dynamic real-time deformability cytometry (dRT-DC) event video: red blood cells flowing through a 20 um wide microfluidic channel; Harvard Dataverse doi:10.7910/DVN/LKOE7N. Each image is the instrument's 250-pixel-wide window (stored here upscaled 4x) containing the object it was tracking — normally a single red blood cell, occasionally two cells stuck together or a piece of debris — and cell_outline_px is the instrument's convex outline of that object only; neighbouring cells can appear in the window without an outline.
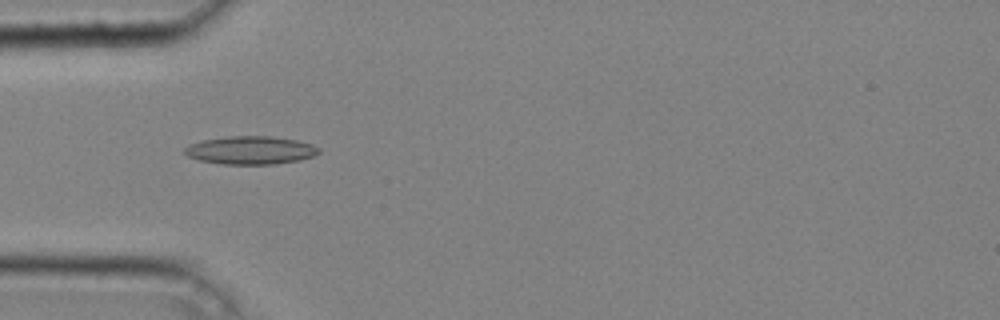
{"species": "common noctule bat (a hibernating species)", "species_latin": "Nyctalus noctula", "temperature_condition": "cold", "stored_images_in_passage": 42, "camera_frame_rate_fps": 3000, "um_per_image_px": 0.085, "animal": {"sex": "male", "body_mass_g": 20.4}, "frame": {"image": 1, "passage_image": 13, "time_ms": 4.0, "image_size_px": [1000, 320], "cell_outline_px": [[320, 152], [312, 156], [300, 160], [276, 164], [224, 164], [200, 160], [188, 156], [184, 152], [184, 148], [188, 144], [204, 140], [228, 136], [268, 136], [296, 140], [312, 144], [320, 148]], "centroid_in_image_um": [21.3, 12.77], "position_along_channel_um": 63.7, "area_um2": 21.91}}
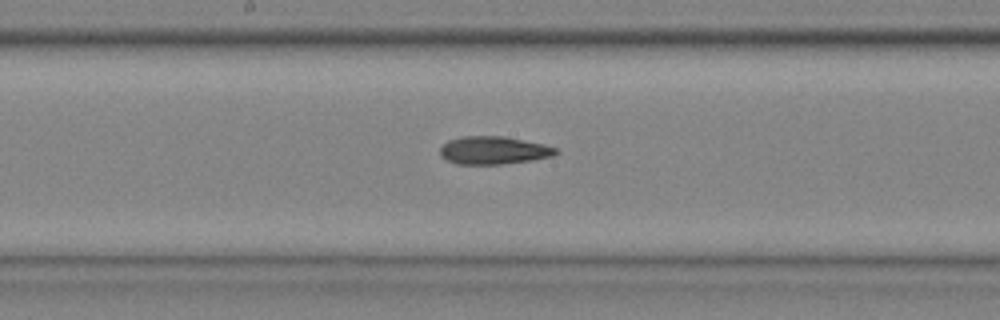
{"frame": {"image": 2, "passage_image": 23, "time_ms": 7.333, "image_size_px": [1000, 320], "cell_outline_px": [[560, 152], [552, 156], [532, 160], [500, 164], [456, 164], [440, 156], [440, 148], [448, 140], [464, 136], [504, 136], [544, 144], [556, 148]], "centroid_in_image_um": [41.96, 12.77], "position_along_channel_um": 206.2, "area_um2": 18.79}}
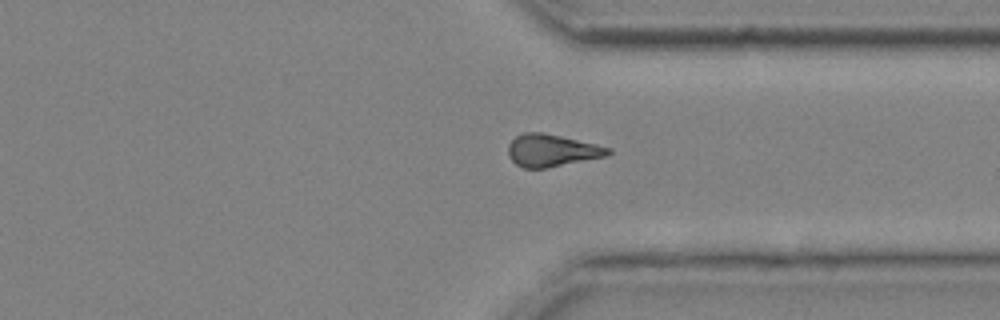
{"frame": {"image": 3, "passage_image": 34, "time_ms": 11.0, "image_size_px": [1000, 320], "cell_outline_px": [[612, 152], [608, 156], [544, 168], [524, 168], [516, 164], [512, 160], [508, 152], [508, 144], [516, 136], [524, 132], [540, 132], [560, 136], [596, 144], [612, 148]], "centroid_in_image_um": [46.92, 12.78], "position_along_channel_um": 364.5, "area_um2": 18.67}, "authors_computed_cell_mechanics": {"area_um2": 18.9584, "velocity_mm_per_s": 4.3058, "shape_relaxation_time_tau1_ms": 7.6031, "shape_relaxation_time_tau2_ms": 4.0482, "deformation_change_tau1": 0.13, "deformation_change_tau2": 0.1271}}